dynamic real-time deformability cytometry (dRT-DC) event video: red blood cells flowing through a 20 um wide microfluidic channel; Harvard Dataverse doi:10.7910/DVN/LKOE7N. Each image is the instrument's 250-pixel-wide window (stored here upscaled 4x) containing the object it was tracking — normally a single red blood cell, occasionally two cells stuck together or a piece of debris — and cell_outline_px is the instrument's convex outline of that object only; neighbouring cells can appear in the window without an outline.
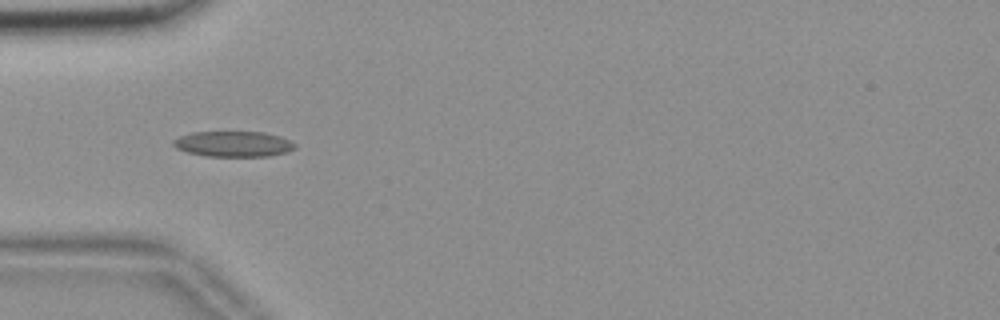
{"species": "common noctule bat (a hibernating species)", "species_latin": "Nyctalus noctula", "temperature_condition": "room temperature", "stored_images_in_passage": 8, "camera_frame_rate_fps": 3000, "um_per_image_px": 0.085, "animal": {"sex": "female", "body_mass_g": 18.4}, "frame": {"image": 1, "passage_image": 6, "time_ms": 1.667, "image_size_px": [1000, 320], "cell_outline_px": [[296, 148], [288, 152], [268, 156], [204, 156], [188, 152], [176, 148], [172, 144], [172, 140], [180, 136], [192, 132], [264, 132], [280, 136], [296, 144]], "centroid_in_image_um": [19.84, 12.24], "position_along_channel_um": 65.2, "area_um2": 18.15}}